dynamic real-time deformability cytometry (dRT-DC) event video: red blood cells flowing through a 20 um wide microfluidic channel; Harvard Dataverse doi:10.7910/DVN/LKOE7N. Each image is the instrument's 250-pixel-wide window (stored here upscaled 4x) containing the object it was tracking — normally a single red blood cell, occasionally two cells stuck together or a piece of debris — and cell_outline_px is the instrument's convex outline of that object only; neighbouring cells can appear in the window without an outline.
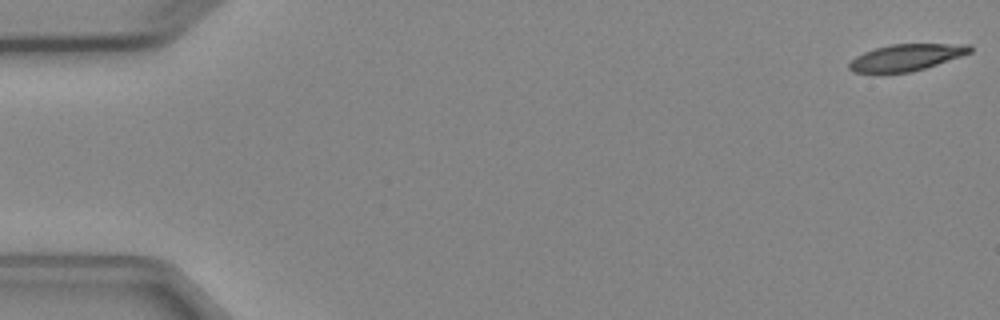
{"species": "Egyptian fruit bat (a non-hibernating species)", "species_latin": "Rousettus aegyptiacus", "temperature_condition": "cold", "stored_images_in_passage": 5, "camera_frame_rate_fps": 3000, "um_per_image_px": 0.085, "animal": {"sex": "female"}, "frame": {"image": 1, "passage_image": 1, "time_ms": 0.0, "image_size_px": [1000, 320], "cell_outline_px": [[972, 52], [912, 72], [852, 72], [848, 68], [848, 64], [856, 56], [864, 52], [876, 48], [892, 44], [972, 44]], "centroid_in_image_um": [77.04, 4.87], "position_along_channel_um": 8.0, "area_um2": 18.44}}
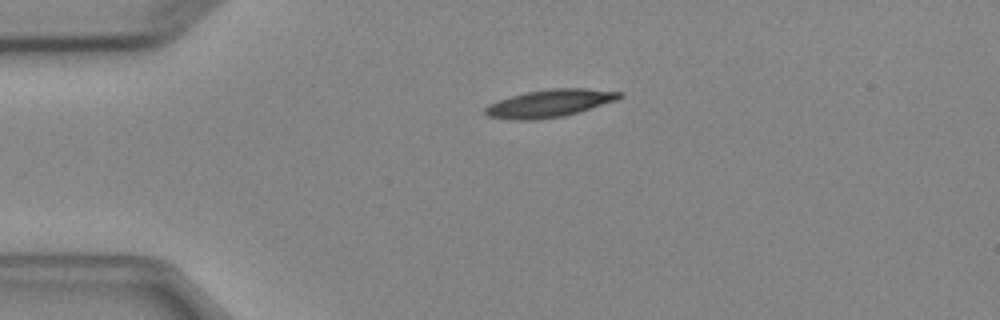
{"frame": {"image": 2, "passage_image": 4, "time_ms": 3.667, "image_size_px": [1000, 320], "cell_outline_px": [[624, 96], [616, 100], [564, 116], [536, 120], [512, 120], [488, 116], [484, 112], [484, 108], [488, 104], [512, 96], [528, 92], [552, 88], [588, 88], [624, 92]], "centroid_in_image_um": [46.73, 8.78], "position_along_channel_um": 38.3, "area_um2": 21.5}}